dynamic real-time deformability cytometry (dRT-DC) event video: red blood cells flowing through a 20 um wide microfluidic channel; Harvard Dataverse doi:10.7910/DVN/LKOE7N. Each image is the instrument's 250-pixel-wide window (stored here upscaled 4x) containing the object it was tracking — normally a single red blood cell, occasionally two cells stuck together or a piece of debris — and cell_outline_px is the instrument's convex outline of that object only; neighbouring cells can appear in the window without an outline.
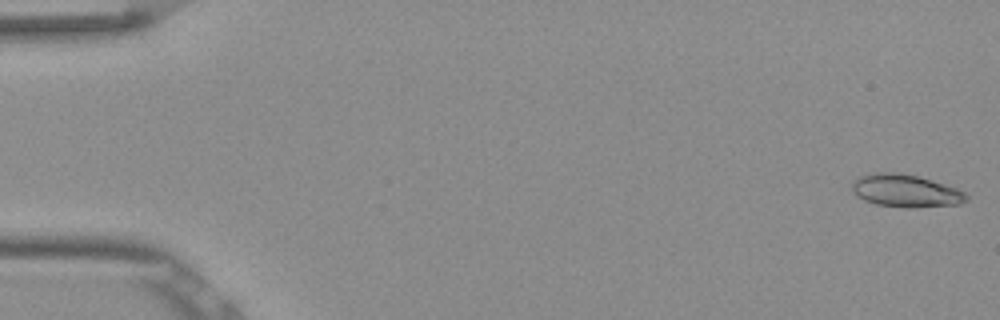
{"species": "Egyptian fruit bat (a non-hibernating species)", "species_latin": "Rousettus aegyptiacus", "temperature_condition": "room temperature", "stored_images_in_passage": 52, "camera_frame_rate_fps": 3000, "um_per_image_px": 0.085, "frame": {"image": 1, "passage_image": 1, "time_ms": 0.0, "image_size_px": [1000, 320], "cell_outline_px": [[968, 200], [960, 204], [916, 208], [904, 208], [876, 204], [864, 200], [852, 192], [852, 180], [860, 176], [872, 172], [896, 172], [916, 176], [944, 184], [956, 188], [964, 192], [968, 196]], "centroid_in_image_um": [76.96, 16.23], "position_along_channel_um": 8.0, "area_um2": 21.91}}
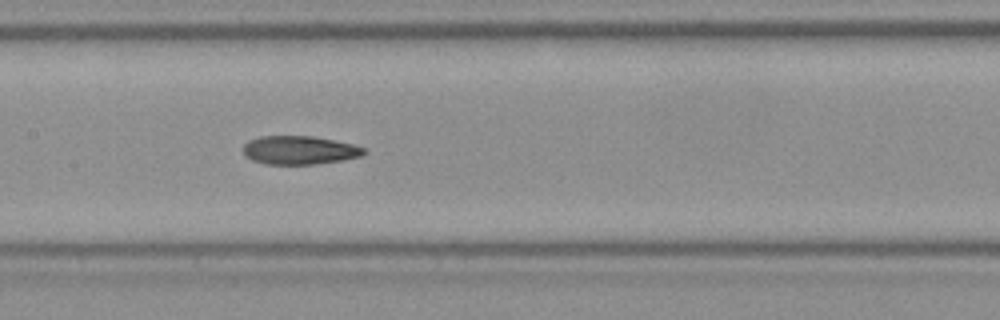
{"frame": {"image": 2, "passage_image": 26, "time_ms": 8.333, "image_size_px": [1000, 320], "cell_outline_px": [[368, 152], [360, 156], [340, 160], [316, 164], [264, 164], [252, 160], [244, 156], [244, 144], [248, 140], [260, 136], [312, 136], [352, 144], [364, 148]], "centroid_in_image_um": [25.41, 12.76], "position_along_channel_um": 182.0, "area_um2": 20.0}}
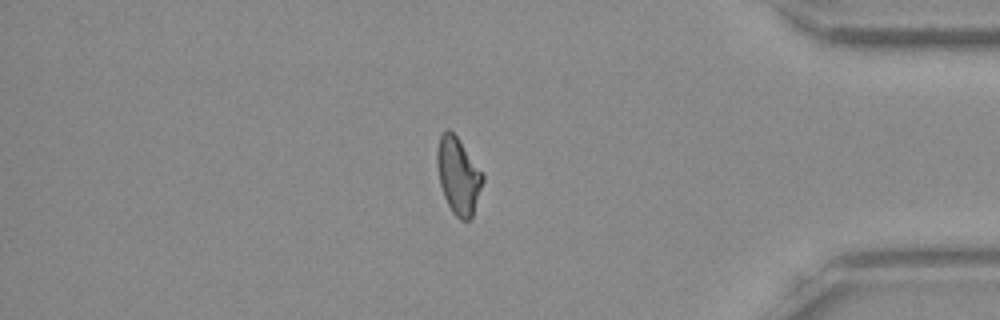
{"frame": {"image": 3, "passage_image": 45, "time_ms": 14.667, "image_size_px": [1000, 320], "cell_outline_px": [[484, 180], [472, 220], [460, 220], [452, 212], [444, 196], [440, 184], [436, 164], [436, 152], [440, 136], [448, 128], [456, 136], [484, 172]], "centroid_in_image_um": [38.98, 14.96], "position_along_channel_um": 396.2, "area_um2": 20.63}, "authors_computed_cell_mechanics": {"area_um2": 20.6346, "velocity_mm_per_s": 3.8598, "shape_relaxation_time_tau1_ms": null, "shape_relaxation_time_tau2_ms": 3.4839, "deformation_change_tau1": null, "deformation_change_tau2": 0.1036}}